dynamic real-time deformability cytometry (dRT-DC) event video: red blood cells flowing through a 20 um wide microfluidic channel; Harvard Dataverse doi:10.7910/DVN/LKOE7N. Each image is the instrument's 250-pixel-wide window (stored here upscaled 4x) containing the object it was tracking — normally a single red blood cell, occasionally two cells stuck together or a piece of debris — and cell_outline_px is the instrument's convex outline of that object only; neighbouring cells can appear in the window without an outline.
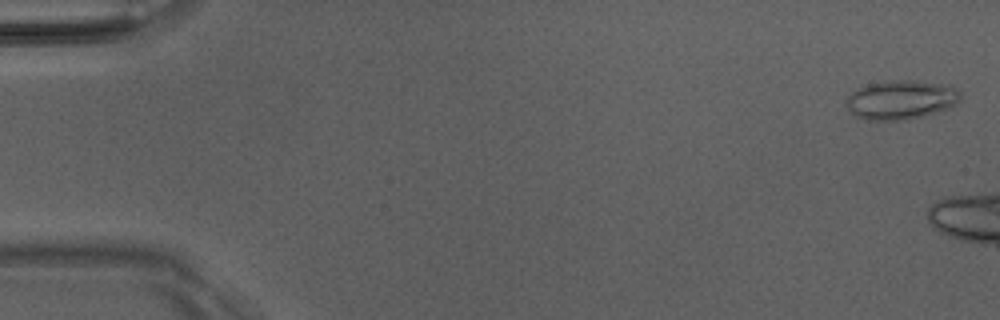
{"species": "Egyptian fruit bat (a non-hibernating species)", "species_latin": "Rousettus aegyptiacus", "temperature_condition": "room temperature", "stored_images_in_passage": 7, "camera_frame_rate_fps": 3000, "um_per_image_px": 0.085, "animal": {"sex": "male"}, "frame": {"image": 1, "passage_image": 2, "time_ms": 0.333, "image_size_px": [1000, 320], "cell_outline_px": [[960, 100], [956, 104], [948, 108], [924, 116], [904, 120], [864, 120], [848, 112], [844, 104], [848, 96], [856, 88], [868, 84], [888, 80], [916, 80], [948, 84], [956, 88], [960, 92]], "centroid_in_image_um": [76.56, 8.47], "position_along_channel_um": 8.4, "area_um2": 26.53}}